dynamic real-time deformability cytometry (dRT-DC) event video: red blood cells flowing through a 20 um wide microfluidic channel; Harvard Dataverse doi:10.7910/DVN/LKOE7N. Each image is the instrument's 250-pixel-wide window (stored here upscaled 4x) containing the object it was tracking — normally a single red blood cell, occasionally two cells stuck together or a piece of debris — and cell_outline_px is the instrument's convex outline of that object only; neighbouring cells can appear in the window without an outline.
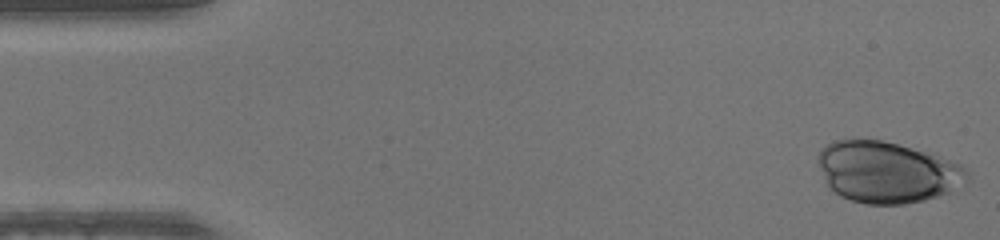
{"species": "human", "species_latin": "Homo sapiens", "temperature_condition": "warm", "stored_images_in_passage": 48, "camera_frame_rate_fps": 3000, "um_per_image_px": 0.085, "donor": {"sex": "male"}, "frame": {"image": 1, "passage_image": 1, "time_ms": 0.0, "image_size_px": [1000, 240], "cell_outline_px": [[968, 180], [948, 192], [924, 200], [904, 204], [868, 204], [852, 200], [840, 196], [828, 184], [816, 160], [816, 156], [820, 148], [836, 140], [852, 136], [856, 136], [880, 140], [896, 144], [940, 156], [960, 164], [968, 172]], "centroid_in_image_um": [75.35, 14.59], "position_along_channel_um": 9.7, "area_um2": 53.23}}
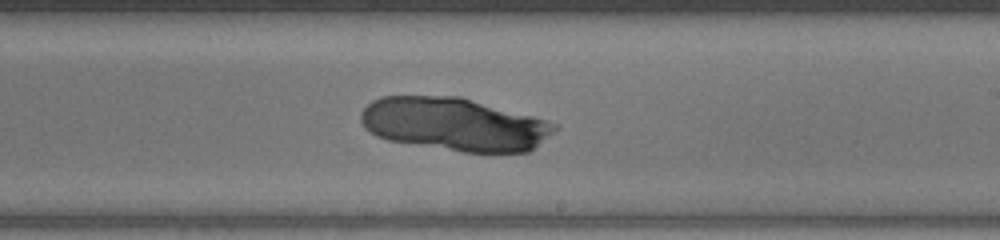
{"frame": {"image": 2, "passage_image": 28, "time_ms": 9.0, "image_size_px": [1000, 240], "cell_outline_px": [[560, 128], [528, 152], [464, 152], [388, 140], [376, 136], [364, 128], [360, 120], [360, 112], [372, 100], [384, 96], [460, 96], [548, 120], [560, 124]], "centroid_in_image_um": [38.64, 10.55], "position_along_channel_um": 250.4, "area_um2": 60.17}}
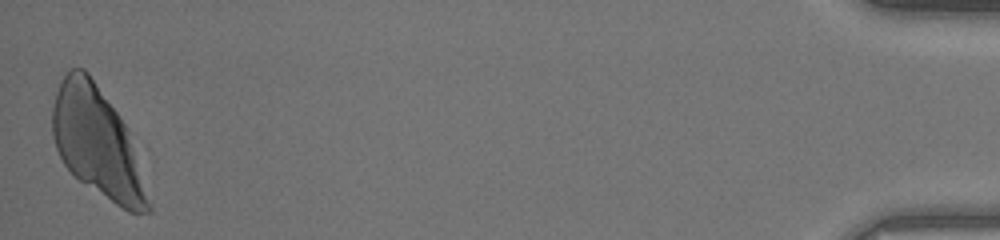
{"frame": {"image": 3, "passage_image": 48, "time_ms": 15.667, "image_size_px": [1000, 240], "cell_outline_px": [[152, 212], [128, 212], [80, 180], [64, 164], [56, 148], [52, 136], [52, 108], [56, 92], [60, 80], [72, 68], [84, 68], [88, 72], [116, 112], [124, 124], [152, 208]], "centroid_in_image_um": [8.2, 12.1], "position_along_channel_um": 427.0, "area_um2": 59.01}}